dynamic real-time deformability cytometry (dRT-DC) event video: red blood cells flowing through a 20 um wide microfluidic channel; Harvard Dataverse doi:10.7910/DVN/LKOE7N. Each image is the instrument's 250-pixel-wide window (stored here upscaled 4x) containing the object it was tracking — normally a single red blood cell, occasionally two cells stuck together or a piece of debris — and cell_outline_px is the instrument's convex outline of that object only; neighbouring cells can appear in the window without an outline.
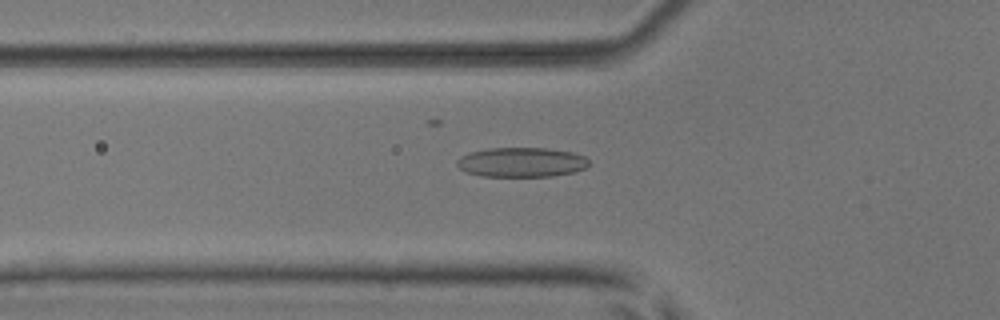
{"species": "common noctule bat (a hibernating species)", "species_latin": "Nyctalus noctula", "temperature_condition": "room temperature", "stored_images_in_passage": 48, "camera_frame_rate_fps": 3000, "um_per_image_px": 0.085, "animal": {"sex": "male", "body_mass_g": 17.9, "forearm_length_mm": 54.2}, "frame": {"image": 1, "passage_image": 14, "time_ms": 4.333, "image_size_px": [1000, 320], "cell_outline_px": [[588, 164], [584, 168], [572, 172], [552, 176], [484, 176], [464, 172], [456, 164], [456, 160], [460, 156], [472, 152], [488, 148], [548, 148], [572, 152], [584, 156], [588, 160]], "centroid_in_image_um": [44.29, 13.78], "position_along_channel_um": 81.5, "area_um2": 22.66}}
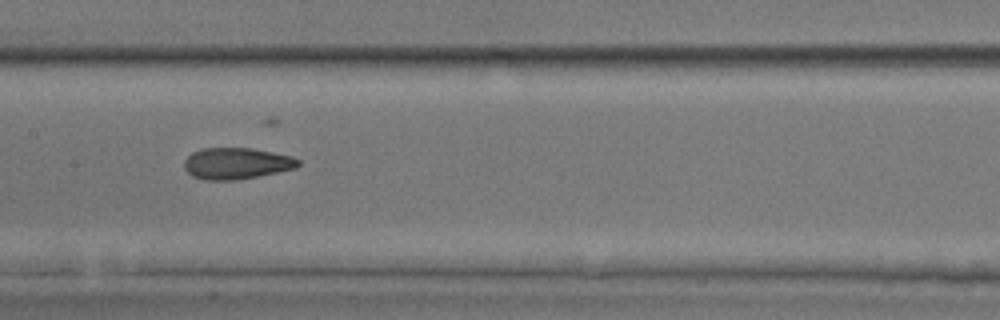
{"frame": {"image": 2, "passage_image": 22, "time_ms": 7.0, "image_size_px": [1000, 320], "cell_outline_px": [[300, 164], [296, 168], [236, 180], [204, 180], [192, 176], [184, 168], [184, 160], [192, 152], [200, 148], [252, 148], [292, 156], [300, 160]], "centroid_in_image_um": [20.08, 13.88], "position_along_channel_um": 187.3, "area_um2": 20.87}}
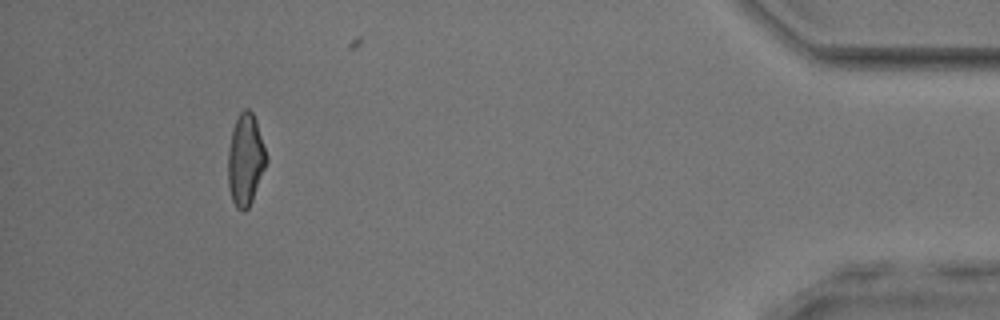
{"frame": {"image": 3, "passage_image": 44, "time_ms": 14.333, "image_size_px": [1000, 320], "cell_outline_px": [[268, 160], [252, 200], [248, 208], [244, 212], [236, 208], [232, 200], [228, 184], [228, 148], [232, 128], [240, 112], [244, 108], [248, 108], [252, 112], [256, 120], [268, 156]], "centroid_in_image_um": [20.87, 13.56], "position_along_channel_um": 414.3, "area_um2": 20.63}, "authors_computed_cell_mechanics": {"area_um2": 20.8947, "velocity_mm_per_s": 3.954, "shape_relaxation_time_tau1_ms": null, "shape_relaxation_time_tau2_ms": 1.5829, "deformation_change_tau1": null, "deformation_change_tau2": 0.0975}}